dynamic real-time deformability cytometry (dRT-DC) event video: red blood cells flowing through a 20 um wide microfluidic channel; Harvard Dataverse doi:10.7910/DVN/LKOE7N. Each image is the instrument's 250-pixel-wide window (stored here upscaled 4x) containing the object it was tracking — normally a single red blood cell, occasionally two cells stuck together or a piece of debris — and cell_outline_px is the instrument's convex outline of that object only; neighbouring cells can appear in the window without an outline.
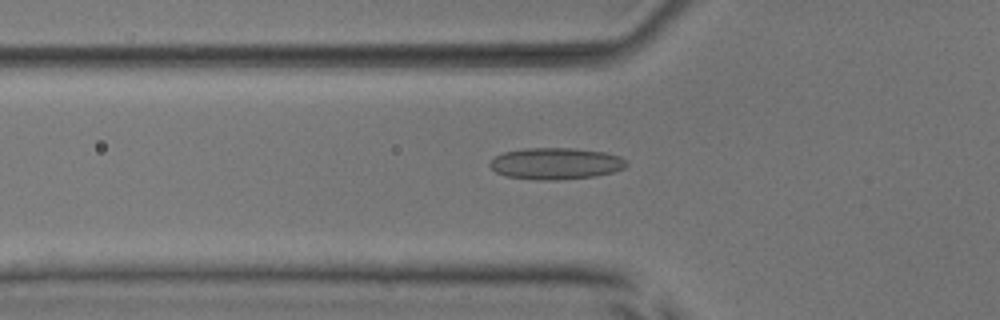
{"species": "common noctule bat (a hibernating species)", "species_latin": "Nyctalus noctula", "temperature_condition": "room temperature", "stored_images_in_passage": 49, "camera_frame_rate_fps": 3000, "um_per_image_px": 0.085, "animal": {"sex": "male", "body_mass_g": 17.9, "forearm_length_mm": 54.2}, "frame": {"image": 1, "passage_image": 18, "time_ms": 5.667, "image_size_px": [1000, 320], "cell_outline_px": [[628, 164], [624, 168], [612, 172], [596, 176], [556, 180], [540, 180], [504, 176], [496, 172], [488, 164], [496, 156], [504, 152], [524, 148], [572, 148], [604, 152], [620, 156], [628, 160]], "centroid_in_image_um": [47.26, 13.9], "position_along_channel_um": 78.5, "area_um2": 25.2}}
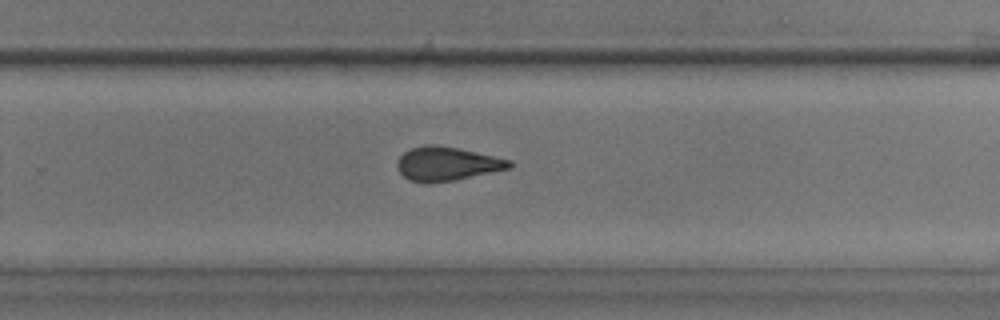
{"frame": {"image": 2, "passage_image": 34, "time_ms": 11.0, "image_size_px": [1000, 320], "cell_outline_px": [[512, 168], [456, 180], [428, 184], [408, 180], [400, 172], [396, 164], [400, 156], [404, 152], [412, 148], [428, 144], [432, 144], [456, 148], [512, 160]], "centroid_in_image_um": [37.99, 13.94], "position_along_channel_um": 291.8, "area_um2": 22.14}}
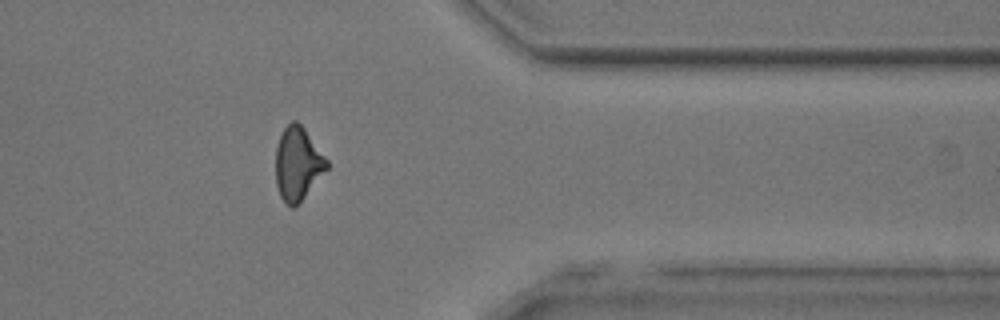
{"frame": {"image": 3, "passage_image": 42, "time_ms": 13.667, "image_size_px": [1000, 320], "cell_outline_px": [[328, 168], [304, 196], [292, 208], [280, 196], [276, 184], [276, 148], [280, 136], [284, 128], [292, 120], [296, 120], [304, 128], [328, 160]], "centroid_in_image_um": [25.3, 13.88], "position_along_channel_um": 386.1, "area_um2": 21.39}}